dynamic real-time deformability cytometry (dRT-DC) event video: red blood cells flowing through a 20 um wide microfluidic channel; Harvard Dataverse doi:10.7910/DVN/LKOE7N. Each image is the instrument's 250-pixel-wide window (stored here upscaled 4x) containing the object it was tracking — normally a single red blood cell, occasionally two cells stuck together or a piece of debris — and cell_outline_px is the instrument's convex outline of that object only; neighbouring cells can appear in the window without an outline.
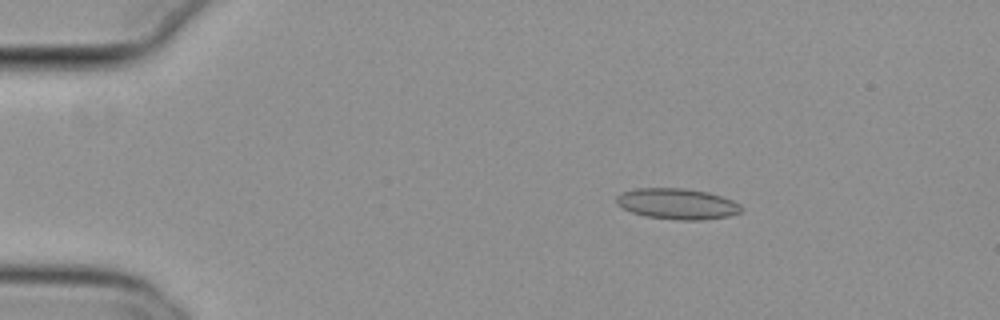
{"species": "common noctule bat (a hibernating species)", "species_latin": "Nyctalus noctula", "temperature_condition": "cold", "stored_images_in_passage": 48, "camera_frame_rate_fps": 3000, "um_per_image_px": 0.085, "animal": {"sex": "female", "body_mass_g": 29.2, "forearm_length_mm": 56.3}, "frame": {"image": 1, "passage_image": 3, "time_ms": 0.667, "image_size_px": [1000, 320], "cell_outline_px": [[744, 208], [740, 212], [728, 216], [704, 220], [680, 220], [644, 216], [632, 212], [616, 204], [616, 196], [620, 192], [636, 188], [684, 188], [708, 192], [732, 200], [740, 204]], "centroid_in_image_um": [57.55, 17.32], "position_along_channel_um": 27.4, "area_um2": 22.54}}
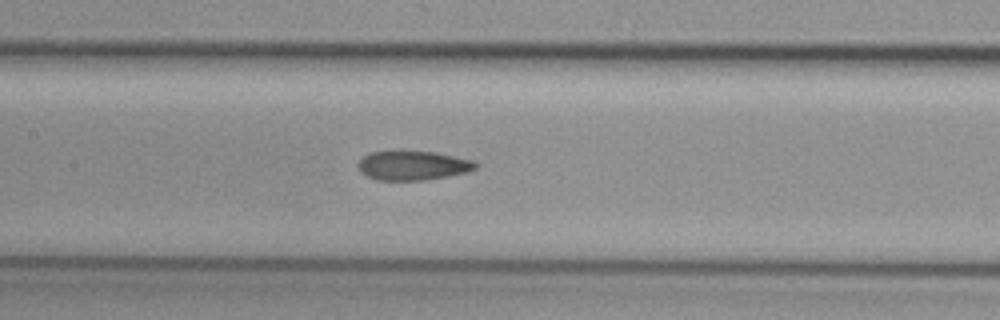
{"frame": {"image": 2, "passage_image": 20, "time_ms": 6.333, "image_size_px": [1000, 320], "cell_outline_px": [[476, 168], [464, 172], [424, 180], [376, 180], [360, 172], [356, 164], [368, 152], [396, 148], [400, 148], [436, 152], [472, 160], [476, 164]], "centroid_in_image_um": [34.98, 14.01], "position_along_channel_um": 172.4, "area_um2": 20.63}}
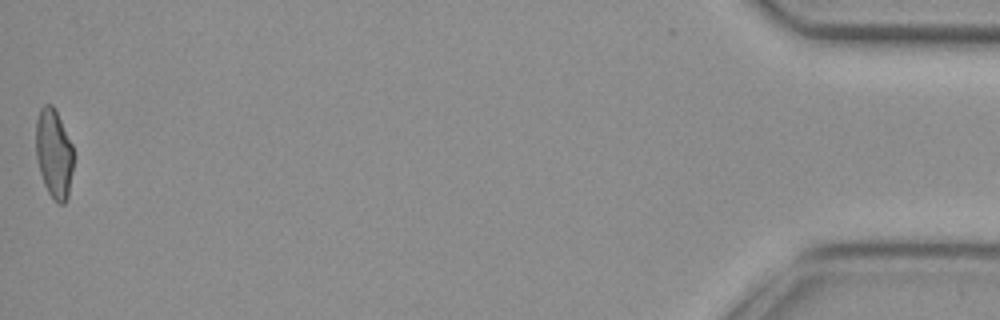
{"frame": {"image": 3, "passage_image": 48, "time_ms": 15.667, "image_size_px": [1000, 320], "cell_outline_px": [[72, 172], [68, 196], [64, 204], [56, 204], [48, 192], [44, 184], [40, 172], [36, 156], [36, 120], [40, 108], [44, 104], [52, 104], [72, 144]], "centroid_in_image_um": [4.57, 13.07], "position_along_channel_um": 430.6, "area_um2": 19.36}, "authors_computed_cell_mechanics": {"area_um2": 20.4612, "velocity_mm_per_s": 3.8112, "shape_relaxation_time_tau1_ms": null, "shape_relaxation_time_tau2_ms": 2.0799, "deformation_change_tau1": null, "deformation_change_tau2": 0.0768}}